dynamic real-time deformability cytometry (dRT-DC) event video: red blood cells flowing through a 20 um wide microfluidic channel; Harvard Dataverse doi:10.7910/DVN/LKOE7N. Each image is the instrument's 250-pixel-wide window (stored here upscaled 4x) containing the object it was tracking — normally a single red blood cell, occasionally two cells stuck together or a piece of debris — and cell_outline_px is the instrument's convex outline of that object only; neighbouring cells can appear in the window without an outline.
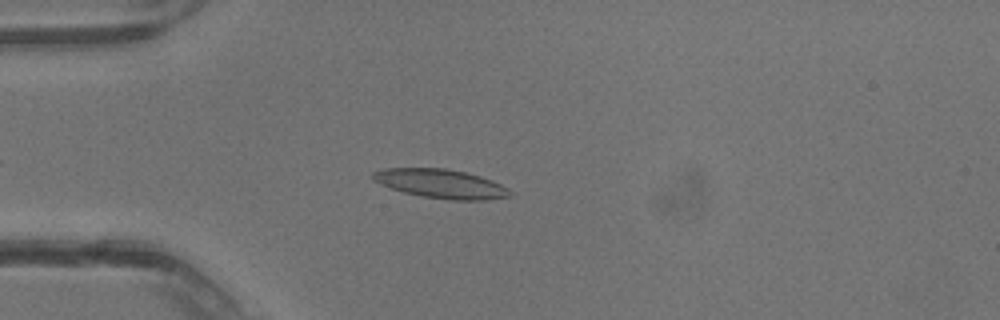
{"species": "common noctule bat (a hibernating species)", "species_latin": "Nyctalus noctula", "temperature_condition": "warm", "stored_images_in_passage": 32, "camera_frame_rate_fps": 3000, "um_per_image_px": 0.085, "animal": {"sex": "male", "body_mass_g": 13.3}, "frame": {"image": 1, "passage_image": 6, "time_ms": 1.667, "image_size_px": [1000, 320], "cell_outline_px": [[512, 196], [488, 200], [452, 200], [420, 196], [404, 192], [380, 184], [372, 176], [372, 172], [384, 168], [444, 168], [464, 172], [480, 176], [492, 180], [508, 188], [512, 192]], "centroid_in_image_um": [37.51, 15.62], "position_along_channel_um": 47.5, "area_um2": 23.12}}
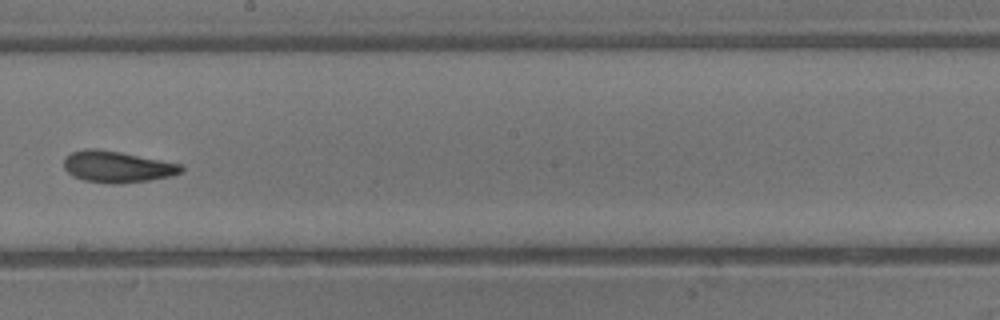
{"frame": {"image": 2, "passage_image": 18, "time_ms": 5.667, "image_size_px": [1000, 320], "cell_outline_px": [[184, 168], [180, 172], [172, 176], [148, 180], [120, 184], [112, 184], [84, 180], [72, 176], [64, 168], [64, 156], [72, 152], [84, 148], [96, 148], [120, 152], [184, 164]], "centroid_in_image_um": [9.95, 14.17], "position_along_channel_um": 238.2, "area_um2": 21.68}}
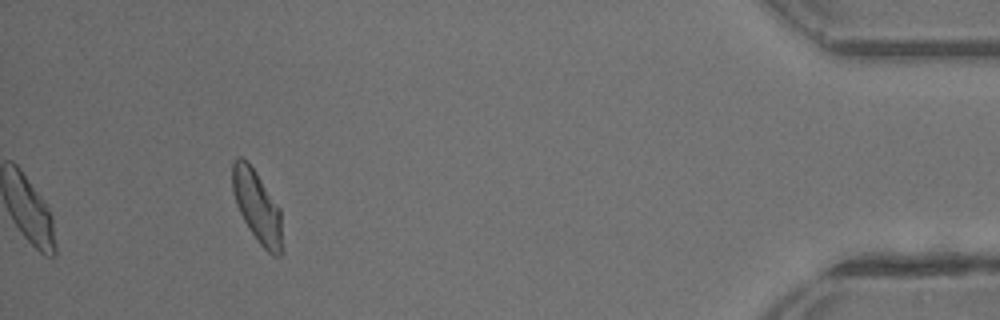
{"frame": {"image": 3, "passage_image": 32, "time_ms": 10.333, "image_size_px": [1000, 320], "cell_outline_px": [[284, 252], [280, 256], [272, 256], [256, 240], [244, 220], [236, 204], [232, 192], [232, 164], [240, 156], [248, 160], [280, 208]], "centroid_in_image_um": [21.88, 17.6], "position_along_channel_um": 413.3, "area_um2": 21.15}}